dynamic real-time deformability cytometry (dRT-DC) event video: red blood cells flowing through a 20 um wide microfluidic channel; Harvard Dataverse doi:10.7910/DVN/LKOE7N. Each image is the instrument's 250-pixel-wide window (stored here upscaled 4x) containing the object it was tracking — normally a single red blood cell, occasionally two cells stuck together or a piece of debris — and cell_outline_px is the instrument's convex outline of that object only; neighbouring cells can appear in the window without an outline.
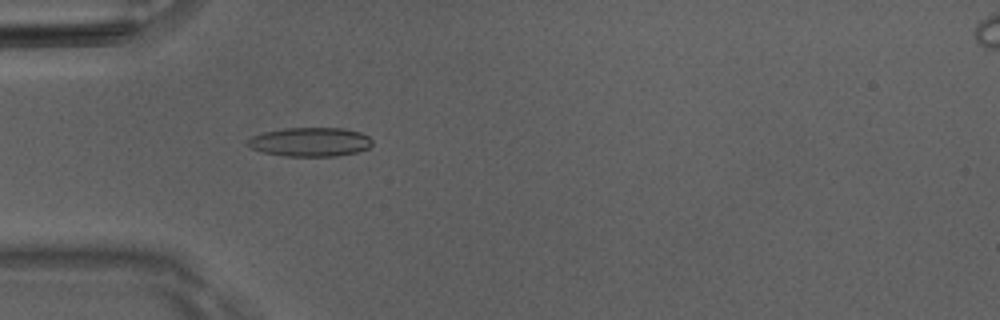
{"species": "Egyptian fruit bat (a non-hibernating species)", "species_latin": "Rousettus aegyptiacus", "temperature_condition": "room temperature", "stored_images_in_passage": 45, "camera_frame_rate_fps": 3000, "um_per_image_px": 0.085, "animal": {"sex": "male"}, "frame": {"image": 1, "passage_image": 10, "time_ms": 3.0, "image_size_px": [1000, 320], "cell_outline_px": [[372, 144], [368, 148], [356, 152], [336, 156], [284, 156], [264, 152], [252, 148], [248, 144], [248, 140], [252, 136], [264, 132], [284, 128], [344, 128], [360, 132], [368, 136], [372, 140]], "centroid_in_image_um": [26.39, 12.06], "position_along_channel_um": 58.6, "area_um2": 20.92}}
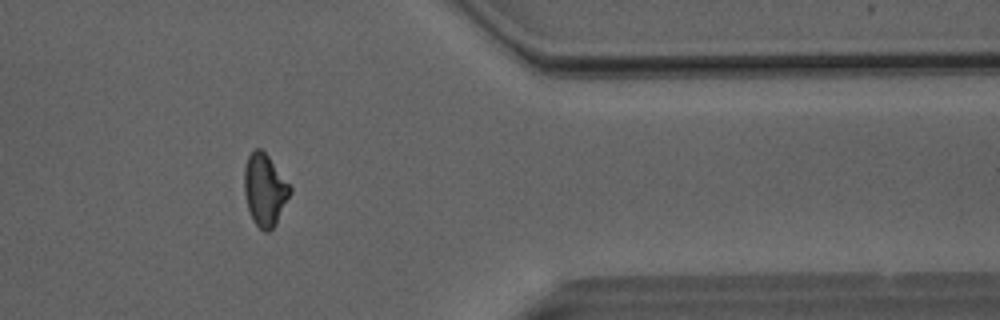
{"frame": {"image": 2, "passage_image": 36, "time_ms": 11.667, "image_size_px": [1000, 320], "cell_outline_px": [[292, 192], [276, 224], [268, 232], [264, 232], [252, 220], [248, 208], [244, 192], [244, 168], [248, 156], [256, 148], [260, 148], [268, 156], [292, 188]], "centroid_in_image_um": [22.51, 16.16], "position_along_channel_um": 388.9, "area_um2": 19.13}}
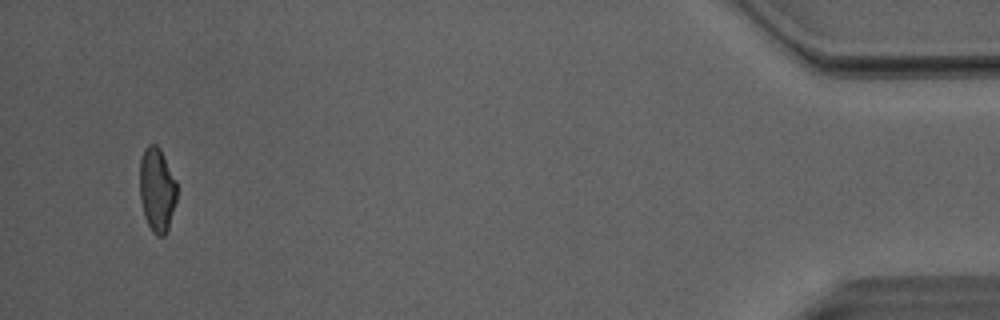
{"frame": {"image": 3, "passage_image": 43, "time_ms": 14.0, "image_size_px": [1000, 320], "cell_outline_px": [[176, 200], [168, 228], [164, 236], [156, 236], [152, 232], [144, 216], [140, 196], [140, 160], [144, 148], [148, 144], [156, 144], [160, 148], [176, 180]], "centroid_in_image_um": [13.33, 16.11], "position_along_channel_um": 421.9, "area_um2": 18.21}, "authors_computed_cell_mechanics": {"area_um2": 19.1896, "velocity_mm_per_s": 4.0736, "shape_relaxation_time_tau1_ms": null, "shape_relaxation_time_tau2_ms": 3.369, "deformation_change_tau1": null, "deformation_change_tau2": 0.1018}}